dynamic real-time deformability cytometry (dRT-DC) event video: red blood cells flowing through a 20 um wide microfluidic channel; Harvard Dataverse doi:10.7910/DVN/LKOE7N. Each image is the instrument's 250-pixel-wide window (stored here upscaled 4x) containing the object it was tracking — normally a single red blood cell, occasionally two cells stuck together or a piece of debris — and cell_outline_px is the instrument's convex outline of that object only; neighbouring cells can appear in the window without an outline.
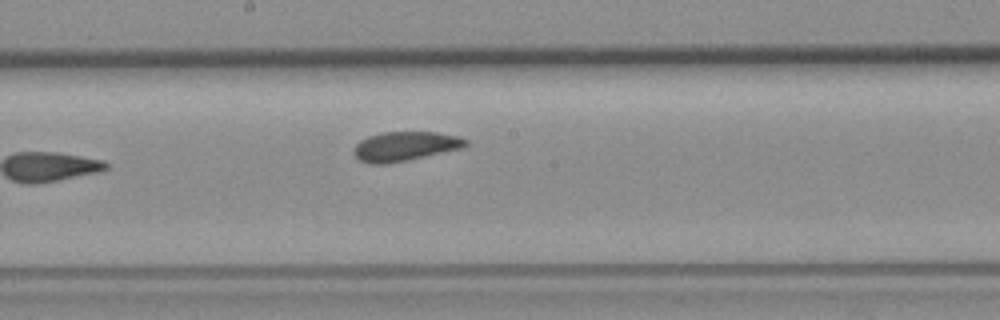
{"species": "common noctule bat (a hibernating species)", "species_latin": "Nyctalus noctula", "temperature_condition": "room temperature", "stored_images_in_passage": 7, "camera_frame_rate_fps": 3000, "um_per_image_px": 0.085, "animal": {"sex": "female", "body_mass_g": 19.3, "forearm_length_mm": 54.1}, "frame": {"image": 1, "passage_image": 7, "time_ms": 7.0, "image_size_px": [1000, 320], "cell_outline_px": [[468, 144], [464, 148], [408, 160], [384, 164], [368, 164], [360, 160], [352, 152], [356, 144], [360, 140], [368, 136], [384, 132], [436, 132], [460, 136], [468, 140]], "centroid_in_image_um": [34.45, 12.43], "position_along_channel_um": 213.7, "area_um2": 19.31}}